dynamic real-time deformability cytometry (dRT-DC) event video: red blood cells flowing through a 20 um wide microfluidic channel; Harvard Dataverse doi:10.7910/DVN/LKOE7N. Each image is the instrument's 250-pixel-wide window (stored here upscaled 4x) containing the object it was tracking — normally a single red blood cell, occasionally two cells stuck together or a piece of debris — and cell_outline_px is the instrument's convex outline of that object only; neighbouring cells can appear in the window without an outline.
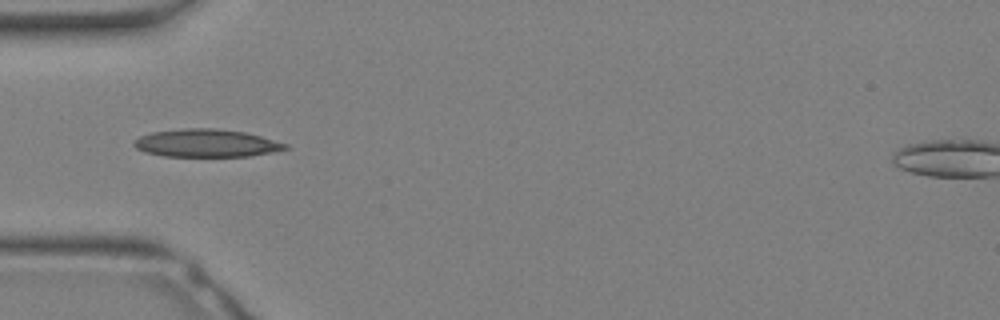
{"species": "Egyptian fruit bat (a non-hibernating species)", "species_latin": "Rousettus aegyptiacus", "temperature_condition": "warm", "stored_images_in_passage": 23, "camera_frame_rate_fps": 3000, "um_per_image_px": 0.085, "animal": {"sex": "female"}, "frame": {"image": 1, "passage_image": 1, "time_ms": 0.0, "image_size_px": [1000, 320], "cell_outline_px": [[292, 148], [252, 156], [164, 156], [144, 152], [136, 148], [132, 144], [132, 140], [140, 136], [152, 132], [184, 128], [216, 128], [244, 132], [260, 136], [288, 144]], "centroid_in_image_um": [17.53, 12.17], "position_along_channel_um": 67.5, "area_um2": 24.68}}
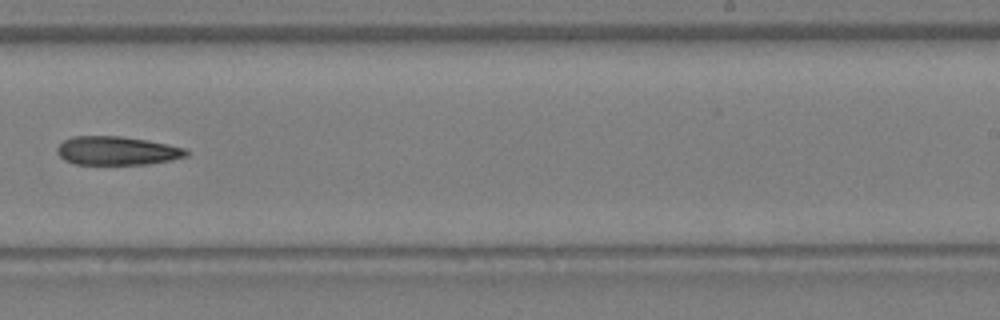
{"frame": {"image": 2, "passage_image": 11, "time_ms": 3.333, "image_size_px": [1000, 320], "cell_outline_px": [[188, 156], [172, 160], [148, 164], [76, 164], [64, 160], [56, 152], [56, 148], [64, 140], [72, 136], [120, 136], [148, 140], [168, 144], [184, 148], [188, 152]], "centroid_in_image_um": [9.94, 12.81], "position_along_channel_um": 279.1, "area_um2": 21.62}}
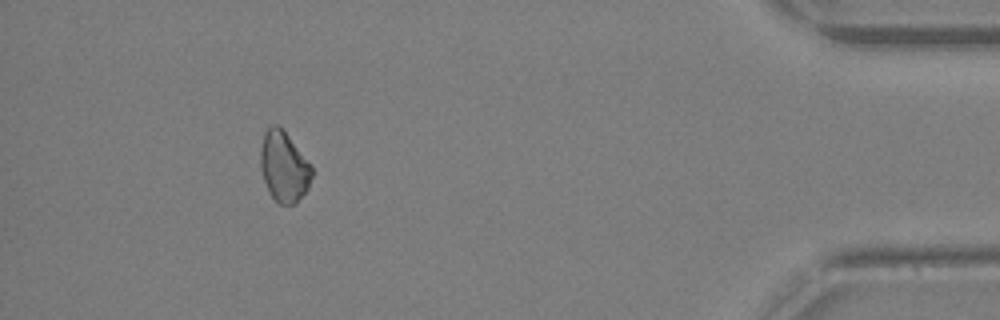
{"frame": {"image": 3, "passage_image": 20, "time_ms": 6.333, "image_size_px": [1000, 320], "cell_outline_px": [[312, 176], [308, 188], [296, 204], [280, 204], [268, 192], [260, 168], [260, 148], [264, 132], [272, 124], [276, 124], [288, 136], [312, 168]], "centroid_in_image_um": [24.1, 14.19], "position_along_channel_um": 411.1, "area_um2": 20.75}}